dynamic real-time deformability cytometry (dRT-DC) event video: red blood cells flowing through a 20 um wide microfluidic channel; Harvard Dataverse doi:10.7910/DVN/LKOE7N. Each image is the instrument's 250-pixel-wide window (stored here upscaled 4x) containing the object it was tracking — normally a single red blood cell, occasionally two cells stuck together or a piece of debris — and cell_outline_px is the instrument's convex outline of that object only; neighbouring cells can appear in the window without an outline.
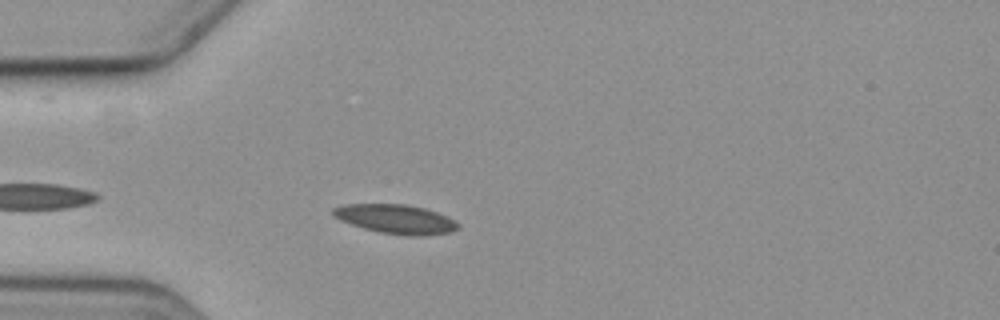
{"species": "common noctule bat (a hibernating species)", "species_latin": "Nyctalus noctula", "temperature_condition": "cold", "stored_images_in_passage": 44, "camera_frame_rate_fps": 3000, "um_per_image_px": 0.085, "animal": {"sex": "female", "body_mass_g": 19.3, "forearm_length_mm": 54.1}, "frame": {"image": 1, "passage_image": 5, "time_ms": 1.333, "image_size_px": [1000, 320], "cell_outline_px": [[460, 228], [452, 232], [424, 236], [408, 236], [380, 232], [364, 228], [340, 220], [332, 216], [332, 208], [344, 204], [408, 204], [424, 208], [448, 216], [456, 220], [460, 224]], "centroid_in_image_um": [33.68, 18.62], "position_along_channel_um": 51.3, "area_um2": 21.5}}
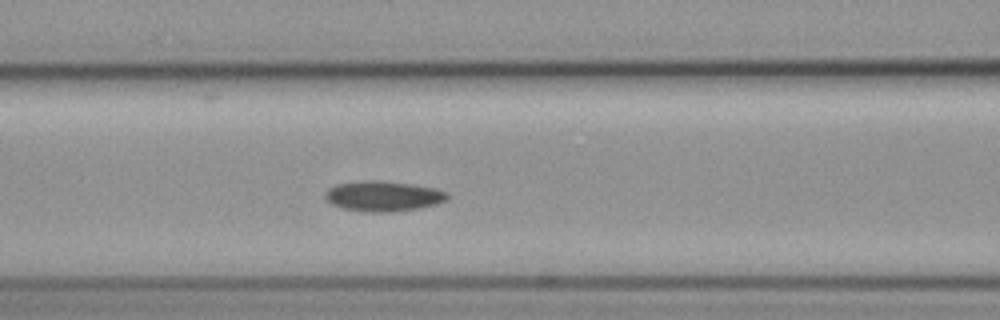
{"frame": {"image": 2, "passage_image": 13, "time_ms": 4.0, "image_size_px": [1000, 320], "cell_outline_px": [[448, 200], [436, 204], [420, 208], [388, 212], [368, 212], [344, 208], [332, 204], [324, 196], [324, 192], [328, 188], [336, 184], [368, 180], [372, 180], [408, 184], [432, 188], [448, 192]], "centroid_in_image_um": [32.56, 16.68], "position_along_channel_um": 134.0, "area_um2": 21.27}}
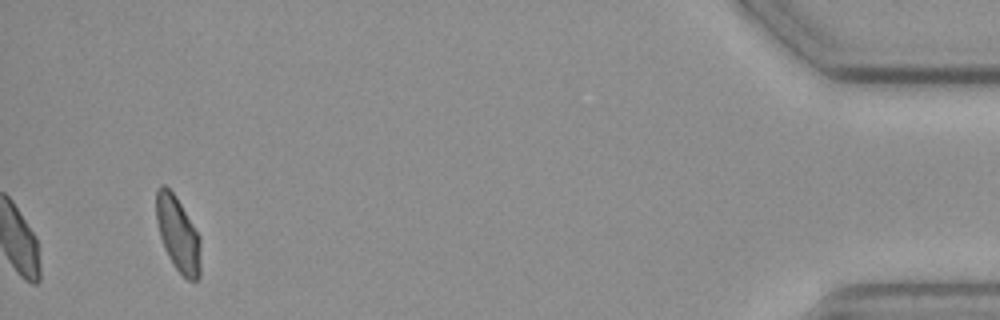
{"frame": {"image": 3, "passage_image": 44, "time_ms": 14.333, "image_size_px": [1000, 320], "cell_outline_px": [[200, 276], [196, 280], [188, 280], [172, 264], [164, 248], [160, 236], [156, 220], [156, 188], [160, 184], [164, 184], [176, 196], [200, 236]], "centroid_in_image_um": [15.12, 19.88], "position_along_channel_um": 420.1, "area_um2": 19.42}}